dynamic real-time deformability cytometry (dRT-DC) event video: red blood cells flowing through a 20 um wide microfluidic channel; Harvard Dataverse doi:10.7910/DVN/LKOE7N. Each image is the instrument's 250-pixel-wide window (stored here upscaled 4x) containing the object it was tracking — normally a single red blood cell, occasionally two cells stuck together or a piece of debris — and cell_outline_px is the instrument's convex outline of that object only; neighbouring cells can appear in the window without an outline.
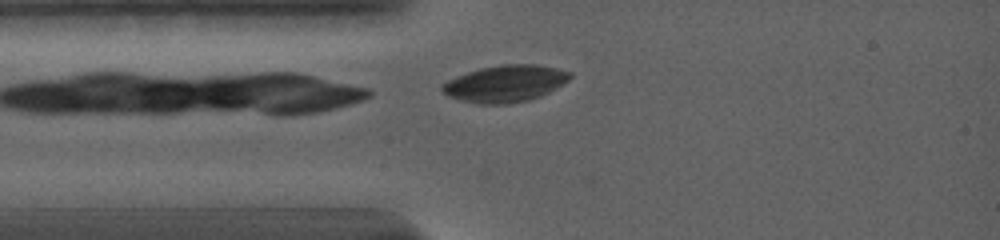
{"species": "common noctule bat (a hibernating species)", "species_latin": "Nyctalus noctula", "temperature_condition": "warm", "stored_images_in_passage": 22, "camera_frame_rate_fps": 5000, "um_per_image_px": 0.085, "animal": {"sex": "female", "body_mass_g": 19.0, "forearm_length_mm": 56.7}, "frame": {"image": 1, "passage_image": 2, "time_ms": 0.2, "image_size_px": [1000, 240], "cell_outline_px": [[572, 76], [568, 80], [556, 88], [540, 96], [528, 100], [508, 104], [476, 104], [460, 100], [448, 96], [440, 88], [440, 84], [456, 76], [480, 68], [504, 64], [536, 64], [556, 68], [572, 72]], "centroid_in_image_um": [42.92, 7.11], "position_along_channel_um": 42.1, "area_um2": 27.46}}
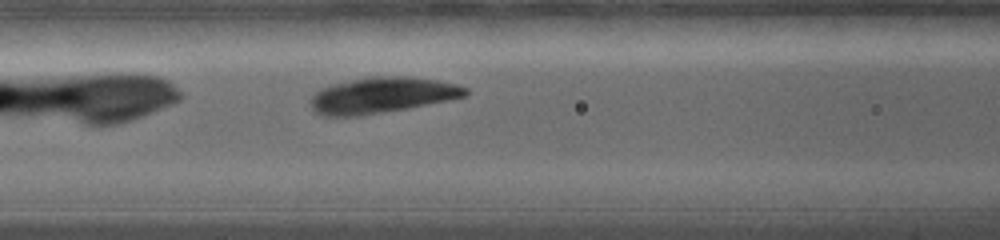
{"frame": {"image": 2, "passage_image": 17, "time_ms": 2.8, "image_size_px": [1000, 240], "cell_outline_px": [[468, 96], [408, 108], [360, 116], [320, 116], [312, 108], [312, 96], [320, 88], [332, 84], [372, 76], [404, 76], [436, 80], [456, 84], [468, 88]], "centroid_in_image_um": [32.48, 8.1], "position_along_channel_um": 134.1, "area_um2": 32.25}}
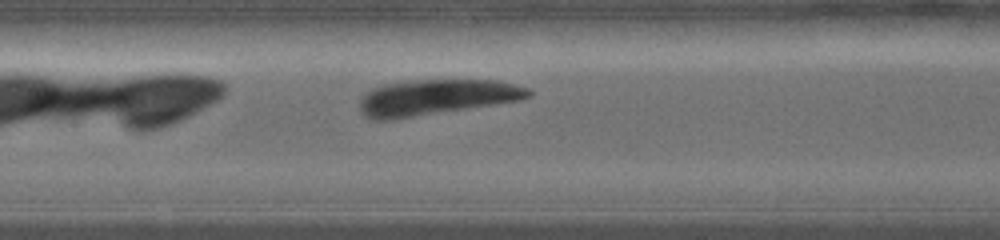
{"frame": {"image": 3, "passage_image": 22, "time_ms": 3.8, "image_size_px": [1000, 240], "cell_outline_px": [[532, 96], [520, 100], [392, 120], [372, 120], [364, 116], [360, 112], [360, 100], [372, 88], [384, 84], [412, 80], [496, 80], [528, 88], [532, 92]], "centroid_in_image_um": [37.05, 8.27], "position_along_channel_um": 170.4, "area_um2": 34.91}}